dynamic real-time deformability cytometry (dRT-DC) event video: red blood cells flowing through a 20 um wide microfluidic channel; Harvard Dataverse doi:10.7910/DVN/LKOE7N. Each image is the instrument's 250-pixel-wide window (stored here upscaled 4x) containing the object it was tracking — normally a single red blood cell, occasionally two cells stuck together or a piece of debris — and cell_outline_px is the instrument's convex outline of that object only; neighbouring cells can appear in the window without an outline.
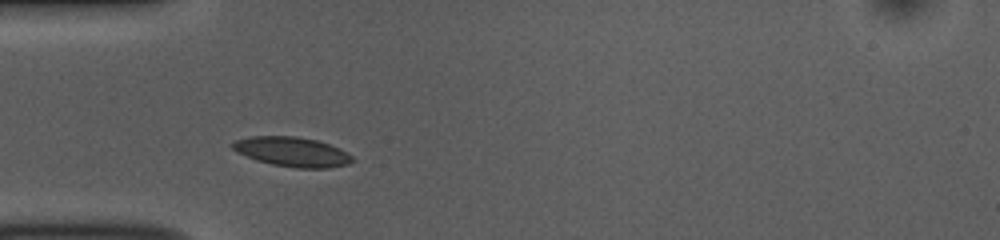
{"species": "common noctule bat (a hibernating species)", "species_latin": "Nyctalus noctula", "temperature_condition": "room temperature", "stored_images_in_passage": 31, "camera_frame_rate_fps": 3000, "um_per_image_px": 0.085, "animal": {"sex": "female", "body_mass_g": 10.0, "forearm_length_mm": 53.1}, "frame": {"image": 1, "passage_image": 3, "time_ms": 0.667, "image_size_px": [1000, 240], "cell_outline_px": [[356, 160], [348, 164], [328, 168], [296, 168], [272, 164], [256, 160], [236, 152], [228, 144], [236, 140], [252, 136], [296, 136], [316, 140], [340, 148], [352, 156]], "centroid_in_image_um": [24.82, 12.9], "position_along_channel_um": 60.2, "area_um2": 20.75}}
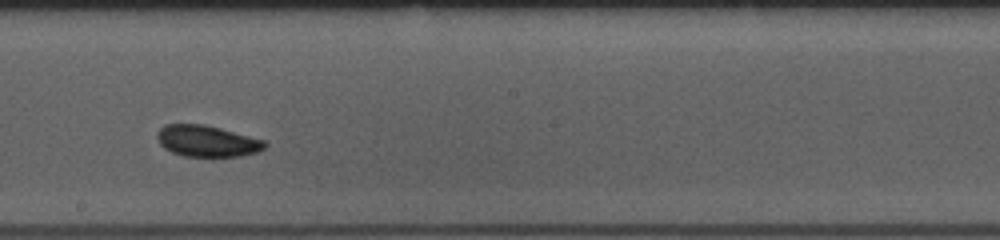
{"frame": {"image": 2, "passage_image": 17, "time_ms": 5.333, "image_size_px": [1000, 240], "cell_outline_px": [[268, 144], [264, 148], [256, 152], [240, 156], [184, 156], [172, 152], [164, 148], [160, 144], [156, 136], [156, 132], [164, 124], [204, 124], [220, 128], [264, 140]], "centroid_in_image_um": [17.56, 11.98], "position_along_channel_um": 230.6, "area_um2": 19.59}}
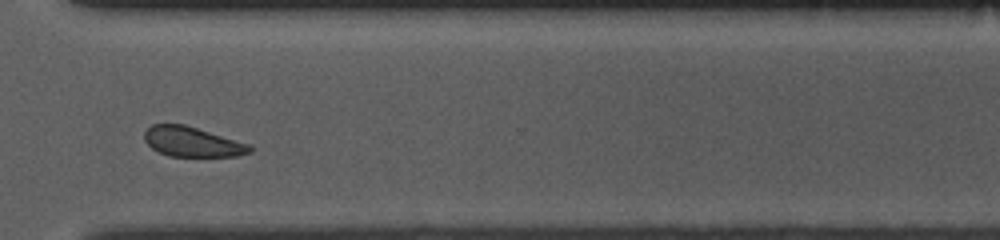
{"frame": {"image": 3, "passage_image": 27, "time_ms": 8.667, "image_size_px": [1000, 240], "cell_outline_px": [[252, 152], [240, 156], [168, 156], [152, 148], [144, 140], [144, 132], [152, 124], [184, 124], [252, 144]], "centroid_in_image_um": [16.38, 12.05], "position_along_channel_um": 354.2, "area_um2": 18.5}, "authors_computed_cell_mechanics": {"area_um2": 19.652, "velocity_mm_per_s": 3.7019, "shape_relaxation_time_tau1_ms": 1.418, "shape_relaxation_time_tau2_ms": null, "deformation_change_tau1": 0.0571, "deformation_change_tau2": null}}